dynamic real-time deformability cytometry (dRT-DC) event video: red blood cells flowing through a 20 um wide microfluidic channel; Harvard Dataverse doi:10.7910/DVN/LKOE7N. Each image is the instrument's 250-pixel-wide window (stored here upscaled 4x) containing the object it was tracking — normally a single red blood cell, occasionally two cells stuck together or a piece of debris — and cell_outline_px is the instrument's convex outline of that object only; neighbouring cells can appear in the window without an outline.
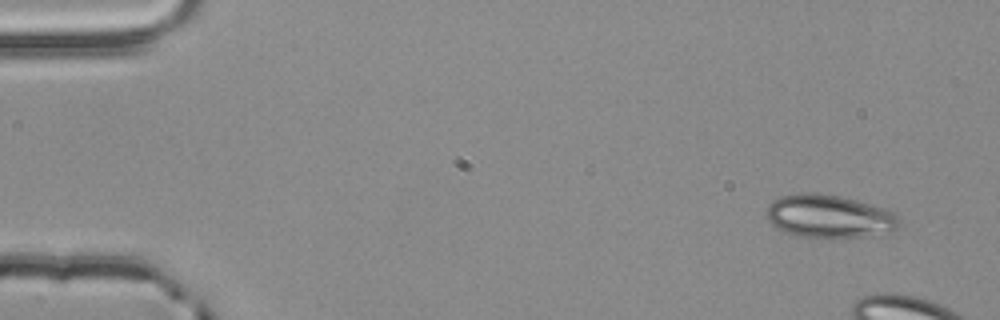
{"species": "common noctule bat (a hibernating species)", "species_latin": "Nyctalus noctula", "temperature_condition": "room temperature", "stored_images_in_passage": 5, "camera_frame_rate_fps": 3000, "um_per_image_px": 0.085, "animal": {"sex": "male", "body_mass_g": 20.4}, "frame": {"image": 1, "passage_image": 1, "time_ms": 0.0, "image_size_px": [1000, 320], "cell_outline_px": [[900, 228], [892, 232], [872, 236], [796, 236], [772, 224], [768, 220], [764, 212], [768, 204], [772, 200], [780, 196], [800, 192], [812, 192], [840, 196], [856, 200], [884, 208], [892, 212], [900, 220]], "centroid_in_image_um": [70.48, 18.36], "position_along_channel_um": 14.5, "area_um2": 33.23}}